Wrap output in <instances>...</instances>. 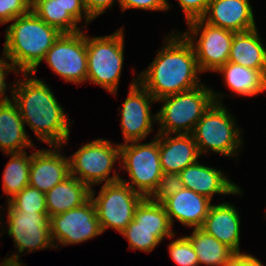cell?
<instances>
[{
    "instance_id": "6da1fadb",
    "label": "cell",
    "mask_w": 266,
    "mask_h": 266,
    "mask_svg": "<svg viewBox=\"0 0 266 266\" xmlns=\"http://www.w3.org/2000/svg\"><path fill=\"white\" fill-rule=\"evenodd\" d=\"M173 34L165 38L156 58L138 76V82L156 101L202 85L193 46L182 33Z\"/></svg>"
},
{
    "instance_id": "7a4b0ae2",
    "label": "cell",
    "mask_w": 266,
    "mask_h": 266,
    "mask_svg": "<svg viewBox=\"0 0 266 266\" xmlns=\"http://www.w3.org/2000/svg\"><path fill=\"white\" fill-rule=\"evenodd\" d=\"M16 81L9 91L24 123L41 142L62 148L69 139L71 121L51 88L32 73H24V79Z\"/></svg>"
},
{
    "instance_id": "3957f363",
    "label": "cell",
    "mask_w": 266,
    "mask_h": 266,
    "mask_svg": "<svg viewBox=\"0 0 266 266\" xmlns=\"http://www.w3.org/2000/svg\"><path fill=\"white\" fill-rule=\"evenodd\" d=\"M13 21L5 32L3 53L23 74H35L61 32L40 19L32 9Z\"/></svg>"
},
{
    "instance_id": "277c9868",
    "label": "cell",
    "mask_w": 266,
    "mask_h": 266,
    "mask_svg": "<svg viewBox=\"0 0 266 266\" xmlns=\"http://www.w3.org/2000/svg\"><path fill=\"white\" fill-rule=\"evenodd\" d=\"M223 96L204 84L192 90L159 99L164 104L157 113L160 129L157 134H192L196 123L214 103Z\"/></svg>"
},
{
    "instance_id": "5b68a950",
    "label": "cell",
    "mask_w": 266,
    "mask_h": 266,
    "mask_svg": "<svg viewBox=\"0 0 266 266\" xmlns=\"http://www.w3.org/2000/svg\"><path fill=\"white\" fill-rule=\"evenodd\" d=\"M87 80L116 95L124 62L123 28L111 35H86Z\"/></svg>"
},
{
    "instance_id": "8992f818",
    "label": "cell",
    "mask_w": 266,
    "mask_h": 266,
    "mask_svg": "<svg viewBox=\"0 0 266 266\" xmlns=\"http://www.w3.org/2000/svg\"><path fill=\"white\" fill-rule=\"evenodd\" d=\"M235 123L227 108L222 103L214 102L192 132L200 156L208 149L226 157L237 155L243 141L241 129Z\"/></svg>"
},
{
    "instance_id": "52a82bcc",
    "label": "cell",
    "mask_w": 266,
    "mask_h": 266,
    "mask_svg": "<svg viewBox=\"0 0 266 266\" xmlns=\"http://www.w3.org/2000/svg\"><path fill=\"white\" fill-rule=\"evenodd\" d=\"M120 159L123 165L121 168L130 176L128 182L122 178L120 181L145 198L149 197L163 175L158 134L150 143L142 144L140 141H132L120 144Z\"/></svg>"
},
{
    "instance_id": "ba28073f",
    "label": "cell",
    "mask_w": 266,
    "mask_h": 266,
    "mask_svg": "<svg viewBox=\"0 0 266 266\" xmlns=\"http://www.w3.org/2000/svg\"><path fill=\"white\" fill-rule=\"evenodd\" d=\"M115 146V147H114ZM120 159V144L113 145L106 139H97L87 143L69 157L70 175L90 188L92 185L113 183L120 180V174L110 172L114 163Z\"/></svg>"
},
{
    "instance_id": "9c48e42d",
    "label": "cell",
    "mask_w": 266,
    "mask_h": 266,
    "mask_svg": "<svg viewBox=\"0 0 266 266\" xmlns=\"http://www.w3.org/2000/svg\"><path fill=\"white\" fill-rule=\"evenodd\" d=\"M172 225L162 203L144 198L135 211L134 219L120 232L130 249L152 252L163 239L175 237Z\"/></svg>"
},
{
    "instance_id": "30bf717a",
    "label": "cell",
    "mask_w": 266,
    "mask_h": 266,
    "mask_svg": "<svg viewBox=\"0 0 266 266\" xmlns=\"http://www.w3.org/2000/svg\"><path fill=\"white\" fill-rule=\"evenodd\" d=\"M95 194L91 188V199L96 207L102 233L108 228L122 232L134 219L136 208L145 198L120 180L104 183L96 198Z\"/></svg>"
},
{
    "instance_id": "8fae6325",
    "label": "cell",
    "mask_w": 266,
    "mask_h": 266,
    "mask_svg": "<svg viewBox=\"0 0 266 266\" xmlns=\"http://www.w3.org/2000/svg\"><path fill=\"white\" fill-rule=\"evenodd\" d=\"M186 24L189 30L184 32L183 35L193 46L201 73L204 71L216 72L228 62L232 39L236 32L211 25L202 18ZM199 32L200 36L196 41L194 37Z\"/></svg>"
},
{
    "instance_id": "7c38bea8",
    "label": "cell",
    "mask_w": 266,
    "mask_h": 266,
    "mask_svg": "<svg viewBox=\"0 0 266 266\" xmlns=\"http://www.w3.org/2000/svg\"><path fill=\"white\" fill-rule=\"evenodd\" d=\"M43 60L66 82L79 85L87 81L86 34L61 33Z\"/></svg>"
},
{
    "instance_id": "4fadbf2b",
    "label": "cell",
    "mask_w": 266,
    "mask_h": 266,
    "mask_svg": "<svg viewBox=\"0 0 266 266\" xmlns=\"http://www.w3.org/2000/svg\"><path fill=\"white\" fill-rule=\"evenodd\" d=\"M50 234L55 248L85 242L102 234L96 207L90 198L80 207L49 218Z\"/></svg>"
},
{
    "instance_id": "5bb4252c",
    "label": "cell",
    "mask_w": 266,
    "mask_h": 266,
    "mask_svg": "<svg viewBox=\"0 0 266 266\" xmlns=\"http://www.w3.org/2000/svg\"><path fill=\"white\" fill-rule=\"evenodd\" d=\"M8 235L19 253L54 248L50 234L48 212L6 210Z\"/></svg>"
},
{
    "instance_id": "9a60e30c",
    "label": "cell",
    "mask_w": 266,
    "mask_h": 266,
    "mask_svg": "<svg viewBox=\"0 0 266 266\" xmlns=\"http://www.w3.org/2000/svg\"><path fill=\"white\" fill-rule=\"evenodd\" d=\"M129 88L120 111L125 143L144 140L152 131L153 121L157 122V114L152 115L150 111L151 103L157 101L138 82V77L132 80Z\"/></svg>"
},
{
    "instance_id": "2e32d148",
    "label": "cell",
    "mask_w": 266,
    "mask_h": 266,
    "mask_svg": "<svg viewBox=\"0 0 266 266\" xmlns=\"http://www.w3.org/2000/svg\"><path fill=\"white\" fill-rule=\"evenodd\" d=\"M50 147L51 150H37L31 154L29 185L43 193L70 176L69 158L60 153L59 145Z\"/></svg>"
},
{
    "instance_id": "e0dca14e",
    "label": "cell",
    "mask_w": 266,
    "mask_h": 266,
    "mask_svg": "<svg viewBox=\"0 0 266 266\" xmlns=\"http://www.w3.org/2000/svg\"><path fill=\"white\" fill-rule=\"evenodd\" d=\"M184 188L212 200L214 194L241 195V188L222 175V170L201 164L198 160L180 173Z\"/></svg>"
},
{
    "instance_id": "ac0fdd59",
    "label": "cell",
    "mask_w": 266,
    "mask_h": 266,
    "mask_svg": "<svg viewBox=\"0 0 266 266\" xmlns=\"http://www.w3.org/2000/svg\"><path fill=\"white\" fill-rule=\"evenodd\" d=\"M202 19L236 33L256 28L249 0H211Z\"/></svg>"
},
{
    "instance_id": "d6986e66",
    "label": "cell",
    "mask_w": 266,
    "mask_h": 266,
    "mask_svg": "<svg viewBox=\"0 0 266 266\" xmlns=\"http://www.w3.org/2000/svg\"><path fill=\"white\" fill-rule=\"evenodd\" d=\"M211 201L207 197L183 187L174 195L166 198L162 205L172 226L175 218L189 228H201L212 206Z\"/></svg>"
},
{
    "instance_id": "ffe728a7",
    "label": "cell",
    "mask_w": 266,
    "mask_h": 266,
    "mask_svg": "<svg viewBox=\"0 0 266 266\" xmlns=\"http://www.w3.org/2000/svg\"><path fill=\"white\" fill-rule=\"evenodd\" d=\"M240 218L236 207L230 203L212 205L201 229L229 247L235 254L240 252Z\"/></svg>"
},
{
    "instance_id": "44dd1931",
    "label": "cell",
    "mask_w": 266,
    "mask_h": 266,
    "mask_svg": "<svg viewBox=\"0 0 266 266\" xmlns=\"http://www.w3.org/2000/svg\"><path fill=\"white\" fill-rule=\"evenodd\" d=\"M163 173H180L200 157L192 134H158Z\"/></svg>"
},
{
    "instance_id": "7402d4cb",
    "label": "cell",
    "mask_w": 266,
    "mask_h": 266,
    "mask_svg": "<svg viewBox=\"0 0 266 266\" xmlns=\"http://www.w3.org/2000/svg\"><path fill=\"white\" fill-rule=\"evenodd\" d=\"M25 131V124L21 118L16 103L12 101L0 102V148L5 154L25 152L24 148L33 147Z\"/></svg>"
},
{
    "instance_id": "603a6c76",
    "label": "cell",
    "mask_w": 266,
    "mask_h": 266,
    "mask_svg": "<svg viewBox=\"0 0 266 266\" xmlns=\"http://www.w3.org/2000/svg\"><path fill=\"white\" fill-rule=\"evenodd\" d=\"M91 198V188L70 175L45 193L49 218L80 207Z\"/></svg>"
},
{
    "instance_id": "cb8c5ba5",
    "label": "cell",
    "mask_w": 266,
    "mask_h": 266,
    "mask_svg": "<svg viewBox=\"0 0 266 266\" xmlns=\"http://www.w3.org/2000/svg\"><path fill=\"white\" fill-rule=\"evenodd\" d=\"M228 62L259 71H266V48L257 28L234 34Z\"/></svg>"
},
{
    "instance_id": "d4e9b609",
    "label": "cell",
    "mask_w": 266,
    "mask_h": 266,
    "mask_svg": "<svg viewBox=\"0 0 266 266\" xmlns=\"http://www.w3.org/2000/svg\"><path fill=\"white\" fill-rule=\"evenodd\" d=\"M216 72L223 75L226 85L239 96H255L266 91V71L254 70L232 62L225 63Z\"/></svg>"
},
{
    "instance_id": "484cf974",
    "label": "cell",
    "mask_w": 266,
    "mask_h": 266,
    "mask_svg": "<svg viewBox=\"0 0 266 266\" xmlns=\"http://www.w3.org/2000/svg\"><path fill=\"white\" fill-rule=\"evenodd\" d=\"M186 237L196 251L199 265L227 266L236 255L229 247L201 228H194L191 236Z\"/></svg>"
},
{
    "instance_id": "4316f807",
    "label": "cell",
    "mask_w": 266,
    "mask_h": 266,
    "mask_svg": "<svg viewBox=\"0 0 266 266\" xmlns=\"http://www.w3.org/2000/svg\"><path fill=\"white\" fill-rule=\"evenodd\" d=\"M26 153L5 154L11 157L3 172V191L9 196L7 201L29 185L31 155Z\"/></svg>"
},
{
    "instance_id": "83f0119b",
    "label": "cell",
    "mask_w": 266,
    "mask_h": 266,
    "mask_svg": "<svg viewBox=\"0 0 266 266\" xmlns=\"http://www.w3.org/2000/svg\"><path fill=\"white\" fill-rule=\"evenodd\" d=\"M31 9L40 19L56 27L61 33L81 31L78 22L57 0H38Z\"/></svg>"
},
{
    "instance_id": "f1b7e54d",
    "label": "cell",
    "mask_w": 266,
    "mask_h": 266,
    "mask_svg": "<svg viewBox=\"0 0 266 266\" xmlns=\"http://www.w3.org/2000/svg\"><path fill=\"white\" fill-rule=\"evenodd\" d=\"M7 210H21L25 212H48L45 193L30 185L23 188L7 203Z\"/></svg>"
},
{
    "instance_id": "f546056e",
    "label": "cell",
    "mask_w": 266,
    "mask_h": 266,
    "mask_svg": "<svg viewBox=\"0 0 266 266\" xmlns=\"http://www.w3.org/2000/svg\"><path fill=\"white\" fill-rule=\"evenodd\" d=\"M169 256L178 266H199L196 251L191 241L186 237H180L172 241L168 246Z\"/></svg>"
},
{
    "instance_id": "4dcf8cb0",
    "label": "cell",
    "mask_w": 266,
    "mask_h": 266,
    "mask_svg": "<svg viewBox=\"0 0 266 266\" xmlns=\"http://www.w3.org/2000/svg\"><path fill=\"white\" fill-rule=\"evenodd\" d=\"M184 187L179 173H163L156 189L148 197L153 202L162 203Z\"/></svg>"
},
{
    "instance_id": "1f68e13d",
    "label": "cell",
    "mask_w": 266,
    "mask_h": 266,
    "mask_svg": "<svg viewBox=\"0 0 266 266\" xmlns=\"http://www.w3.org/2000/svg\"><path fill=\"white\" fill-rule=\"evenodd\" d=\"M31 10L28 0H0V25H4Z\"/></svg>"
},
{
    "instance_id": "d6a6232c",
    "label": "cell",
    "mask_w": 266,
    "mask_h": 266,
    "mask_svg": "<svg viewBox=\"0 0 266 266\" xmlns=\"http://www.w3.org/2000/svg\"><path fill=\"white\" fill-rule=\"evenodd\" d=\"M188 22L201 19L211 0H178Z\"/></svg>"
},
{
    "instance_id": "836d02e7",
    "label": "cell",
    "mask_w": 266,
    "mask_h": 266,
    "mask_svg": "<svg viewBox=\"0 0 266 266\" xmlns=\"http://www.w3.org/2000/svg\"><path fill=\"white\" fill-rule=\"evenodd\" d=\"M122 11L126 9H144L152 11H168L171 7L167 0H120Z\"/></svg>"
},
{
    "instance_id": "e575fe53",
    "label": "cell",
    "mask_w": 266,
    "mask_h": 266,
    "mask_svg": "<svg viewBox=\"0 0 266 266\" xmlns=\"http://www.w3.org/2000/svg\"><path fill=\"white\" fill-rule=\"evenodd\" d=\"M3 55L4 57H0V102H7L12 100L6 96L7 85L5 78L8 75V72L15 71L14 73L19 74L20 70L5 53H3Z\"/></svg>"
},
{
    "instance_id": "d590c367",
    "label": "cell",
    "mask_w": 266,
    "mask_h": 266,
    "mask_svg": "<svg viewBox=\"0 0 266 266\" xmlns=\"http://www.w3.org/2000/svg\"><path fill=\"white\" fill-rule=\"evenodd\" d=\"M64 9L77 21L85 18V23L88 24L94 20L86 11L83 0H57ZM84 15V16H83Z\"/></svg>"
},
{
    "instance_id": "8d00e7d4",
    "label": "cell",
    "mask_w": 266,
    "mask_h": 266,
    "mask_svg": "<svg viewBox=\"0 0 266 266\" xmlns=\"http://www.w3.org/2000/svg\"><path fill=\"white\" fill-rule=\"evenodd\" d=\"M115 0H83L84 6L88 14L95 19L99 15L103 14L107 9L113 6ZM118 4H120V0Z\"/></svg>"
},
{
    "instance_id": "74e56055",
    "label": "cell",
    "mask_w": 266,
    "mask_h": 266,
    "mask_svg": "<svg viewBox=\"0 0 266 266\" xmlns=\"http://www.w3.org/2000/svg\"><path fill=\"white\" fill-rule=\"evenodd\" d=\"M227 266H264L258 258L250 254H236Z\"/></svg>"
},
{
    "instance_id": "f35d334b",
    "label": "cell",
    "mask_w": 266,
    "mask_h": 266,
    "mask_svg": "<svg viewBox=\"0 0 266 266\" xmlns=\"http://www.w3.org/2000/svg\"><path fill=\"white\" fill-rule=\"evenodd\" d=\"M19 256V254H13L11 257L4 259L0 266H24L21 265L22 262H20Z\"/></svg>"
},
{
    "instance_id": "ab89813d",
    "label": "cell",
    "mask_w": 266,
    "mask_h": 266,
    "mask_svg": "<svg viewBox=\"0 0 266 266\" xmlns=\"http://www.w3.org/2000/svg\"><path fill=\"white\" fill-rule=\"evenodd\" d=\"M38 0H28L29 4L32 6Z\"/></svg>"
}]
</instances>
